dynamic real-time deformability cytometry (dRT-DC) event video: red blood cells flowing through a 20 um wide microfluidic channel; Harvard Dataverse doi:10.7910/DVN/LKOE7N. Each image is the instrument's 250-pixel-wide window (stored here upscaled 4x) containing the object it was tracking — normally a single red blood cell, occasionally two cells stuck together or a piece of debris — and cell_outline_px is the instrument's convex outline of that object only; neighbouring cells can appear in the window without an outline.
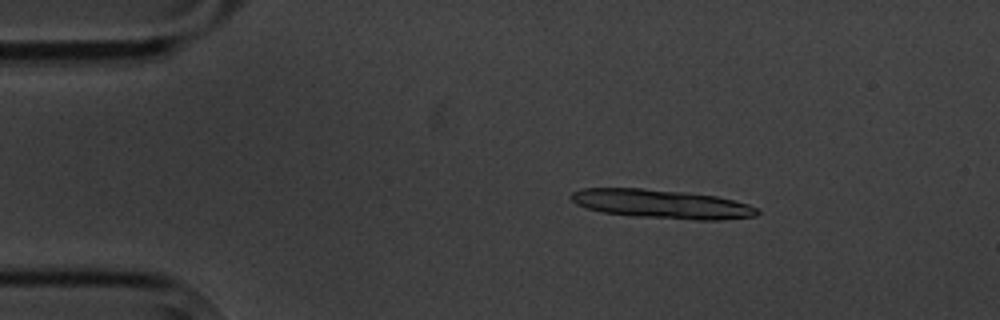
{"species": "common noctule bat (a hibernating species)", "species_latin": "Nyctalus noctula", "temperature_condition": "cold", "stored_images_in_passage": 5, "camera_frame_rate_fps": 3000, "um_per_image_px": 0.085, "animal": {"sex": "male", "body_mass_g": 20.1, "forearm_length_mm": 53.5}, "frame": {"image": 1, "passage_image": 3, "time_ms": 2.333, "image_size_px": [1000, 320], "cell_outline_px": [[760, 212], [756, 216], [724, 220], [696, 220], [640, 216], [600, 212], [576, 204], [568, 196], [572, 192], [580, 188], [640, 188], [680, 192], [716, 196], [748, 204], [756, 208]], "centroid_in_image_um": [56.23, 17.34], "position_along_channel_um": 28.8, "area_um2": 31.1}}